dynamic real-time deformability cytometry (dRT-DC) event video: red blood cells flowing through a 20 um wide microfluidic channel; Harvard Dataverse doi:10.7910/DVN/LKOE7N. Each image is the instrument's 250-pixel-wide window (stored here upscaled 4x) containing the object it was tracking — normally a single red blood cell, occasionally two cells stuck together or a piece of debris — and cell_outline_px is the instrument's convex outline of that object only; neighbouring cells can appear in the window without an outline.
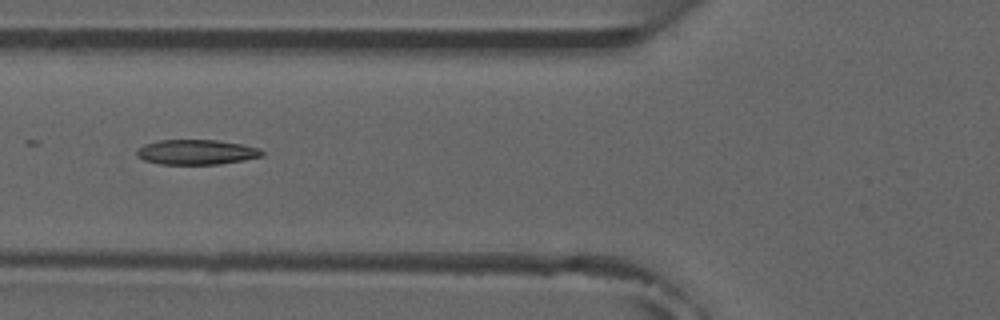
{"species": "common noctule bat (a hibernating species)", "species_latin": "Nyctalus noctula", "temperature_condition": "room temperature", "stored_images_in_passage": 7, "camera_frame_rate_fps": 3000, "um_per_image_px": 0.085, "animal": {"sex": "male", "forearm_length_mm": 52.5}, "frame": {"image": 1, "passage_image": 4, "time_ms": 3.333, "image_size_px": [1000, 320], "cell_outline_px": [[264, 156], [244, 160], [220, 164], [160, 164], [144, 160], [136, 156], [136, 152], [144, 144], [156, 140], [216, 140], [244, 144], [260, 148], [264, 152]], "centroid_in_image_um": [16.73, 12.92], "position_along_channel_um": 109.1, "area_um2": 18.38}}
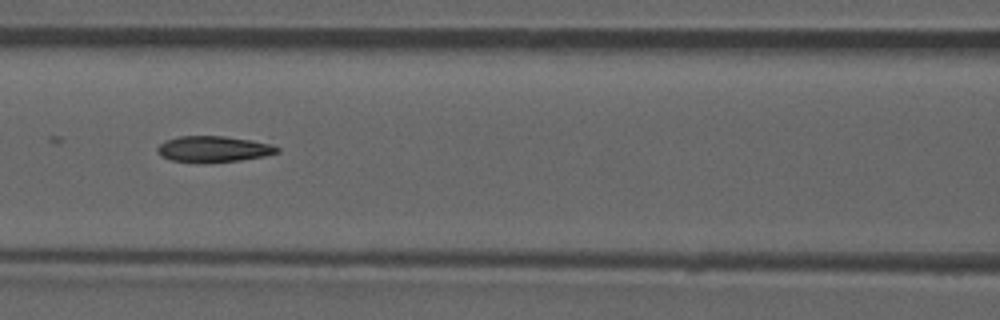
{"frame": {"image": 2, "passage_image": 5, "time_ms": 4.333, "image_size_px": [1000, 320], "cell_outline_px": [[280, 152], [264, 156], [240, 160], [172, 160], [160, 156], [156, 152], [156, 148], [164, 140], [180, 136], [224, 136], [252, 140], [268, 144], [280, 148]], "centroid_in_image_um": [18.13, 12.63], "position_along_channel_um": 148.5, "area_um2": 17.46}}